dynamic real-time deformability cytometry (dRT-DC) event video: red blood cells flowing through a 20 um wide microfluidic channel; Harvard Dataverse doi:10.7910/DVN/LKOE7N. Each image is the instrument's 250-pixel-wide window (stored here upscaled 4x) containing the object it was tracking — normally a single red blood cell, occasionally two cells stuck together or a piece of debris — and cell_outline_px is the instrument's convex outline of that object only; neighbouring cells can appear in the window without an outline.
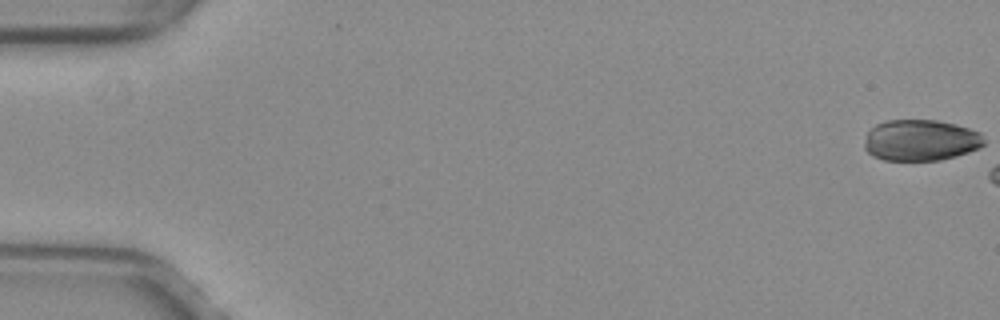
{"species": "common noctule bat (a hibernating species)", "species_latin": "Nyctalus noctula", "temperature_condition": "warm", "stored_images_in_passage": 7, "camera_frame_rate_fps": 3000, "um_per_image_px": 0.085, "animal": {"sex": "female", "body_mass_g": 29.2, "forearm_length_mm": 56.3}, "frame": {"image": 1, "passage_image": 1, "time_ms": 0.0, "image_size_px": [1000, 320], "cell_outline_px": [[984, 144], [980, 148], [956, 156], [940, 160], [884, 160], [872, 156], [864, 148], [864, 144], [868, 132], [876, 124], [888, 120], [936, 120], [956, 124], [980, 132], [984, 140]], "centroid_in_image_um": [78.26, 11.92], "position_along_channel_um": 6.7, "area_um2": 28.73}}